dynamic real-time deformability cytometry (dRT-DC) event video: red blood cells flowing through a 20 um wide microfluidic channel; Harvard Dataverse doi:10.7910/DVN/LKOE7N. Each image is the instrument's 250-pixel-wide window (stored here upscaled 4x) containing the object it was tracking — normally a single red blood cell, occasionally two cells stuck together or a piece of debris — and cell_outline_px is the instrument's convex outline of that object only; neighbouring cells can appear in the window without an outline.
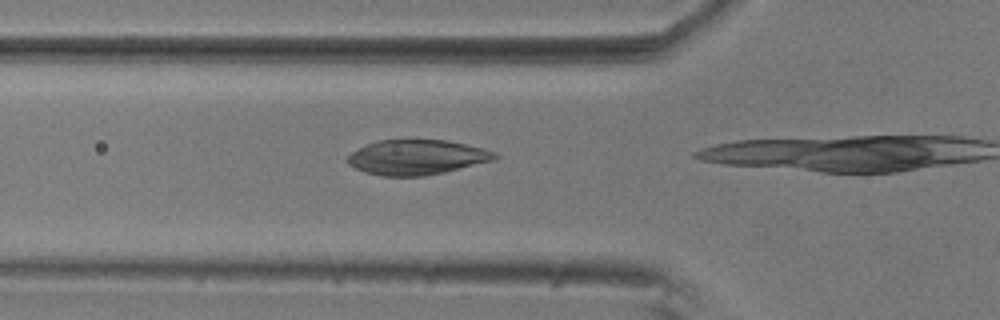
{"species": "common noctule bat (a hibernating species)", "species_latin": "Nyctalus noctula", "temperature_condition": "room temperature", "stored_images_in_passage": 11, "segment_of_instrument_passage": [1, 2], "camera_frame_rate_fps": 3000, "um_per_image_px": 0.085, "animal": {"sex": "male", "body_mass_g": 20.5, "forearm_length_mm": 52.5}, "frame": {"image": 1, "passage_image": 10, "time_ms": 3.0, "image_size_px": [1000, 320], "cell_outline_px": [[500, 156], [492, 160], [444, 172], [424, 176], [380, 176], [364, 172], [348, 164], [344, 160], [352, 152], [376, 140], [448, 140], [484, 148], [496, 152]], "centroid_in_image_um": [35.41, 13.37], "position_along_channel_um": 90.4, "area_um2": 29.94}}